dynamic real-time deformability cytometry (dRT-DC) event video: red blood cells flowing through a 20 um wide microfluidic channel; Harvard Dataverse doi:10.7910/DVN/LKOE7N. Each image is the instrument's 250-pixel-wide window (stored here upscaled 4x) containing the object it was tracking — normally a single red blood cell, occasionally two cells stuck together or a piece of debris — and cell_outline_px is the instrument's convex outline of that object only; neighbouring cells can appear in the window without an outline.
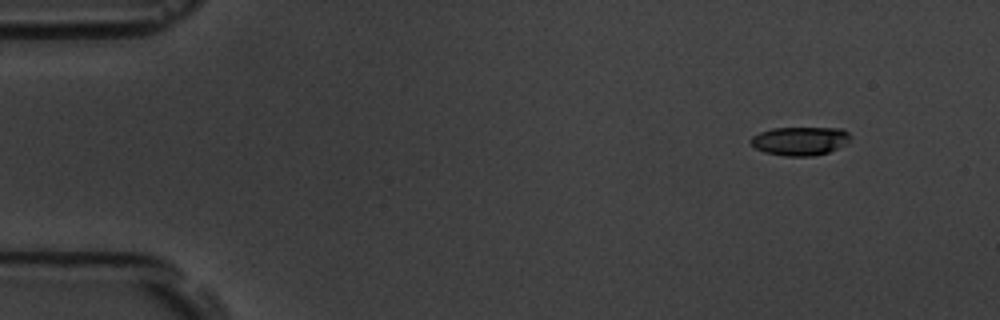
{"species": "common noctule bat (a hibernating species)", "species_latin": "Nyctalus noctula", "temperature_condition": "room temperature", "stored_images_in_passage": 5, "segment_of_instrument_passage": [1, 2], "camera_frame_rate_fps": 3000, "um_per_image_px": 0.085, "animal": {"sex": "male", "body_mass_g": 19.5, "forearm_length_mm": 54.6}, "frame": {"image": 1, "passage_image": 1, "time_ms": 0.0, "image_size_px": [1000, 320], "cell_outline_px": [[852, 136], [848, 144], [828, 152], [812, 156], [784, 156], [764, 152], [756, 148], [748, 140], [752, 136], [760, 132], [772, 128], [840, 128], [848, 132]], "centroid_in_image_um": [68.02, 11.98], "position_along_channel_um": 17.0, "area_um2": 16.76}}
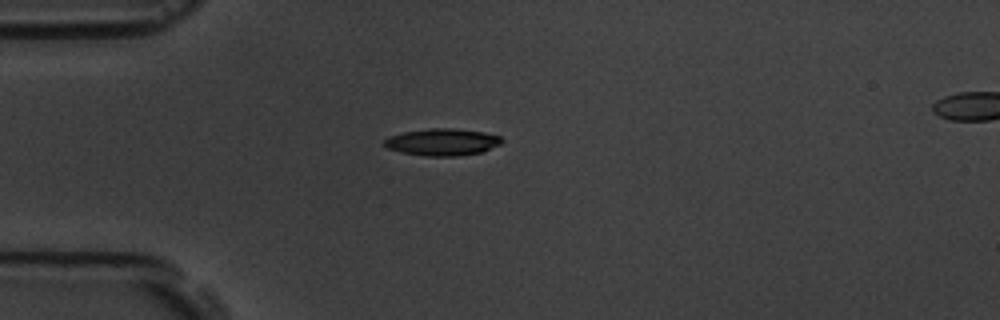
{"frame": {"image": 2, "passage_image": 4, "time_ms": 3.333, "image_size_px": [1000, 320], "cell_outline_px": [[504, 140], [500, 144], [484, 152], [460, 156], [424, 156], [400, 152], [388, 148], [384, 144], [384, 140], [388, 136], [404, 132], [432, 128], [452, 128], [484, 132], [500, 136]], "centroid_in_image_um": [37.62, 12.08], "position_along_channel_um": 47.4, "area_um2": 18.61}}